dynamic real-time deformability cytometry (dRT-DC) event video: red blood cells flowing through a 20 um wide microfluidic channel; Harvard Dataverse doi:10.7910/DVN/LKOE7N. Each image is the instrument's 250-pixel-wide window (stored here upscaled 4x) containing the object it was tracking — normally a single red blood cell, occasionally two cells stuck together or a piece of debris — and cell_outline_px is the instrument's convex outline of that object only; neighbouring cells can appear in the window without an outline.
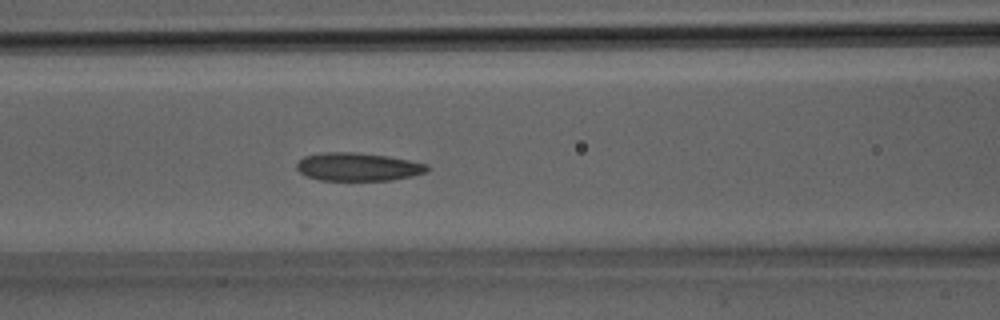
{"species": "Egyptian fruit bat (a non-hibernating species)", "species_latin": "Rousettus aegyptiacus", "temperature_condition": "room temperature", "stored_images_in_passage": 33, "camera_frame_rate_fps": 3000, "um_per_image_px": 0.085, "animal": {"sex": "male"}, "frame": {"image": 1, "passage_image": 14, "time_ms": 4.333, "image_size_px": [1000, 320], "cell_outline_px": [[432, 168], [428, 172], [412, 176], [392, 180], [320, 180], [308, 176], [300, 172], [296, 168], [296, 164], [304, 156], [320, 152], [356, 152], [388, 156], [428, 164]], "centroid_in_image_um": [30.46, 14.17], "position_along_channel_um": 136.1, "area_um2": 21.56}}
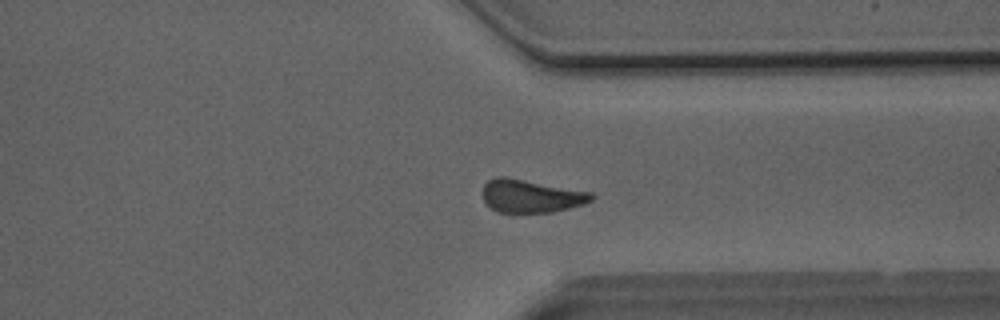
{"frame": {"image": 2, "passage_image": 25, "time_ms": 8.0, "image_size_px": [1000, 320], "cell_outline_px": [[596, 196], [592, 200], [584, 204], [552, 212], [496, 212], [484, 200], [484, 184], [488, 180], [496, 176], [504, 176], [592, 192]], "centroid_in_image_um": [45.16, 16.65], "position_along_channel_um": 366.2, "area_um2": 20.81}}
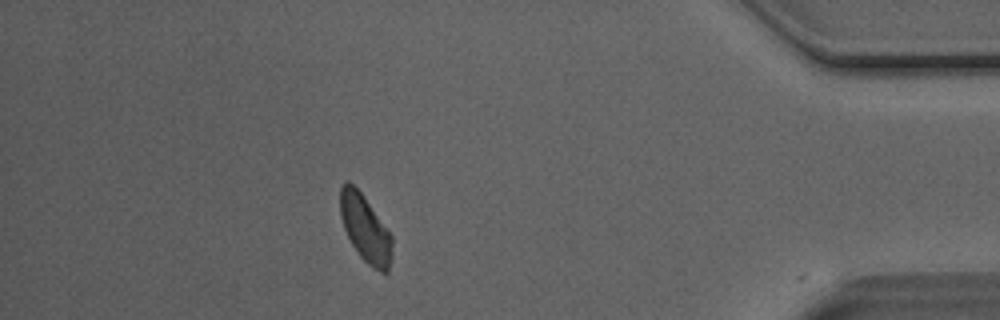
{"frame": {"image": 3, "passage_image": 29, "time_ms": 9.333, "image_size_px": [1000, 320], "cell_outline_px": [[392, 260], [388, 272], [380, 272], [372, 268], [360, 256], [352, 244], [344, 228], [340, 216], [340, 184], [348, 180], [360, 192], [392, 236]], "centroid_in_image_um": [31.04, 19.45], "position_along_channel_um": 404.2, "area_um2": 20.11}}